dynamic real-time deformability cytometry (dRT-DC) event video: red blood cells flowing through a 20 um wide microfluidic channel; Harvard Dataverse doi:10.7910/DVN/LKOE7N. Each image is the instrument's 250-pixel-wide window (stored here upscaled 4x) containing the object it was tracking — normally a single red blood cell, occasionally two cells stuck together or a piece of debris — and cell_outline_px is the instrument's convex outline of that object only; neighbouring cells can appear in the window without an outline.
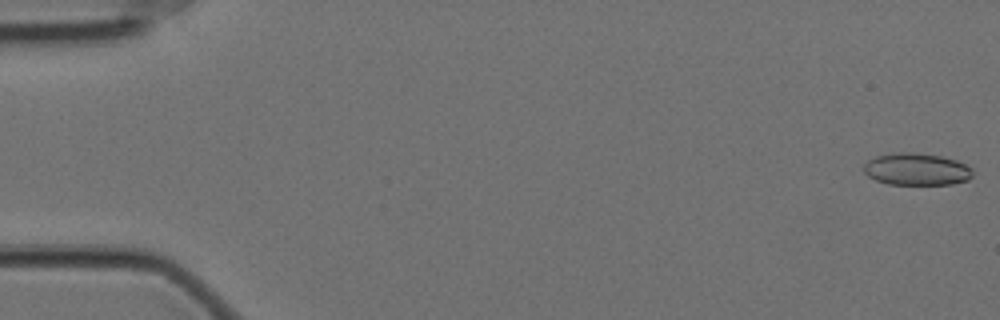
{"species": "Egyptian fruit bat (a non-hibernating species)", "species_latin": "Rousettus aegyptiacus", "temperature_condition": "cold", "stored_images_in_passage": 58, "camera_frame_rate_fps": 3000, "um_per_image_px": 0.085, "animal": {"sex": "female"}, "frame": {"image": 1, "passage_image": 1, "time_ms": 0.0, "image_size_px": [1000, 320], "cell_outline_px": [[972, 176], [968, 180], [952, 184], [888, 184], [876, 180], [868, 176], [864, 172], [864, 164], [868, 160], [876, 156], [892, 152], [912, 152], [940, 156], [956, 160], [972, 168]], "centroid_in_image_um": [77.89, 14.38], "position_along_channel_um": 7.1, "area_um2": 20.4}}
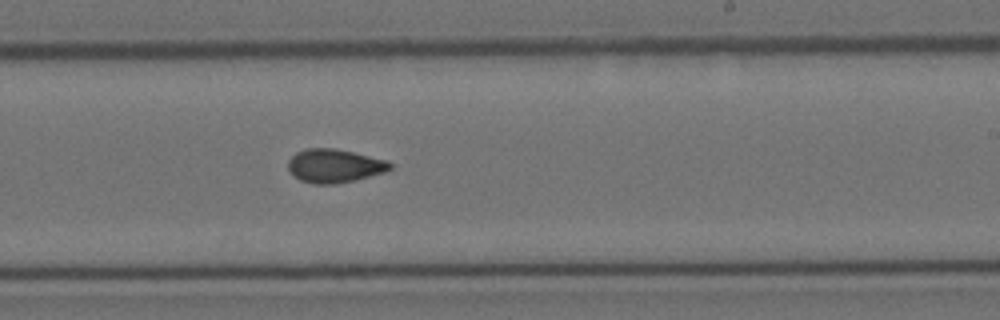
{"frame": {"image": 2, "passage_image": 35, "time_ms": 11.333, "image_size_px": [1000, 320], "cell_outline_px": [[392, 168], [384, 172], [356, 180], [332, 184], [312, 184], [300, 180], [288, 168], [288, 160], [296, 152], [308, 148], [332, 148], [352, 152], [388, 160], [392, 164]], "centroid_in_image_um": [28.44, 14.09], "position_along_channel_um": 260.6, "area_um2": 19.83}}
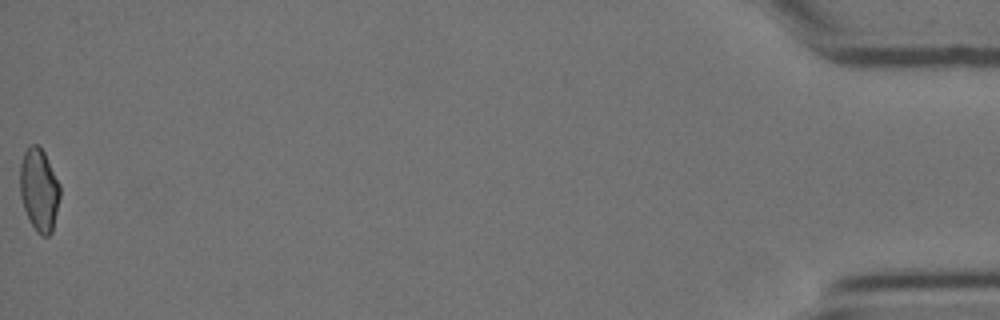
{"frame": {"image": 3, "passage_image": 58, "time_ms": 19.0, "image_size_px": [1000, 320], "cell_outline_px": [[60, 196], [52, 232], [48, 236], [40, 236], [36, 232], [24, 208], [20, 196], [20, 164], [24, 152], [28, 144], [36, 144], [44, 152], [60, 184]], "centroid_in_image_um": [3.32, 16.13], "position_along_channel_um": 431.9, "area_um2": 19.31}, "authors_computed_cell_mechanics": {"area_um2": 19.8543, "velocity_mm_per_s": 3.5219, "shape_relaxation_time_tau1_ms": null, "shape_relaxation_time_tau2_ms": 2.9685, "deformation_change_tau1": null, "deformation_change_tau2": 0.075}}